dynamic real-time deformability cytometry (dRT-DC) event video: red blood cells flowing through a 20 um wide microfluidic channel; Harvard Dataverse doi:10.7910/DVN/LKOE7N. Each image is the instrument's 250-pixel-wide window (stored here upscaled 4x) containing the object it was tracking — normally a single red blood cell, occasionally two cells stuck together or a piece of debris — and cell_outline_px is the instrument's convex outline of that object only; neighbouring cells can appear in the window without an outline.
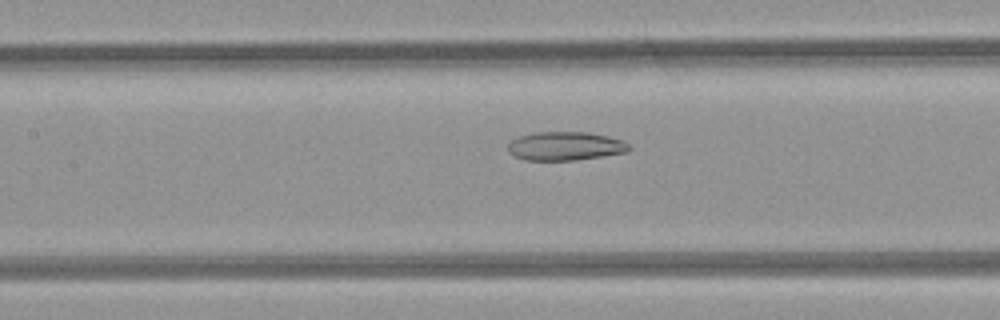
{"species": "common noctule bat (a hibernating species)", "species_latin": "Nyctalus noctula", "temperature_condition": "room temperature", "stored_images_in_passage": 31, "camera_frame_rate_fps": 3000, "um_per_image_px": 0.085, "animal": {"sex": "female", "body_mass_g": 21.9}, "frame": {"image": 1, "passage_image": 7, "time_ms": 2.0, "image_size_px": [1000, 320], "cell_outline_px": [[632, 148], [628, 152], [576, 160], [524, 160], [508, 152], [508, 144], [512, 140], [520, 136], [536, 132], [588, 132], [608, 136], [620, 140], [628, 144]], "centroid_in_image_um": [48.06, 12.42], "position_along_channel_um": 159.3, "area_um2": 20.17}}
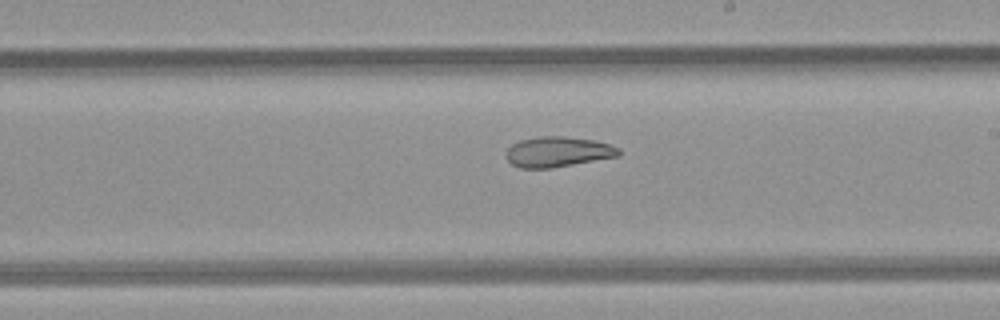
{"frame": {"image": 2, "passage_image": 13, "time_ms": 4.0, "image_size_px": [1000, 320], "cell_outline_px": [[620, 156], [552, 168], [520, 168], [512, 164], [508, 160], [508, 148], [512, 144], [520, 140], [540, 136], [564, 136], [596, 140], [620, 148]], "centroid_in_image_um": [47.45, 12.9], "position_along_channel_um": 241.5, "area_um2": 19.88}}
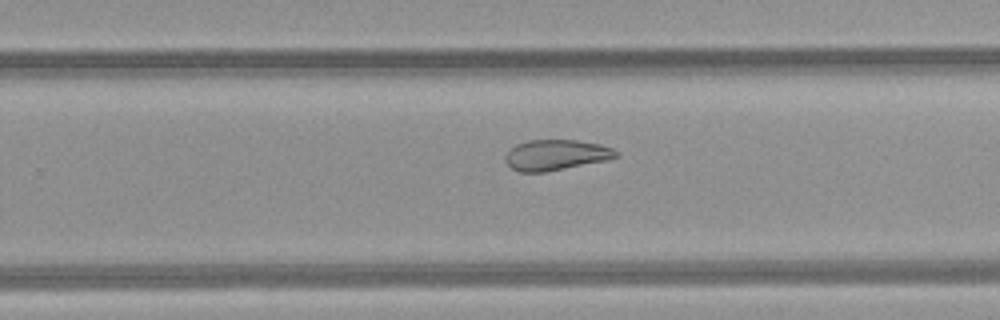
{"frame": {"image": 3, "passage_image": 16, "time_ms": 5.0, "image_size_px": [1000, 320], "cell_outline_px": [[620, 152], [616, 156], [608, 160], [544, 172], [520, 172], [512, 168], [504, 160], [504, 156], [516, 144], [528, 140], [576, 140], [600, 144], [612, 148]], "centroid_in_image_um": [47.26, 13.17], "position_along_channel_um": 282.5, "area_um2": 19.65}}